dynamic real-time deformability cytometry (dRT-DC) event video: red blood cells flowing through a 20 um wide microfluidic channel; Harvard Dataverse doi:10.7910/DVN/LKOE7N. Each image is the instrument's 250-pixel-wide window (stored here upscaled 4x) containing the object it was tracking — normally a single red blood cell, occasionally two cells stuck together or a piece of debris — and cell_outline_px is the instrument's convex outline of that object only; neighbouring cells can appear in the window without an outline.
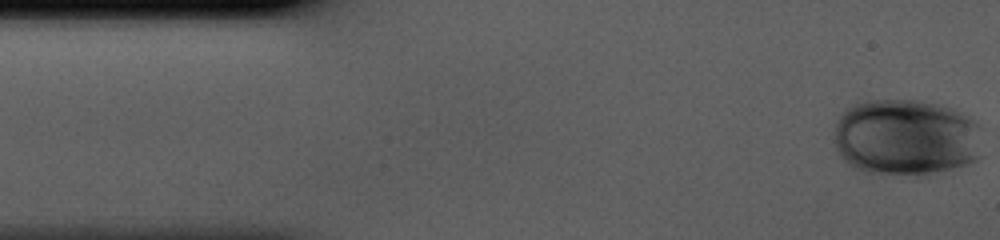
{"species": "human", "species_latin": "Homo sapiens", "temperature_condition": "cold", "stored_images_in_passage": 42, "camera_frame_rate_fps": 3000, "um_per_image_px": 0.085, "donor": {"sex": "male"}, "frame": {"image": 1, "passage_image": 1, "time_ms": 0.0, "image_size_px": [1000, 240], "cell_outline_px": [[980, 156], [976, 160], [968, 164], [928, 172], [864, 172], [852, 168], [840, 156], [836, 148], [832, 136], [836, 120], [844, 108], [868, 100], [920, 100], [940, 104], [952, 108], [960, 112], [972, 120], [976, 124]], "centroid_in_image_um": [76.91, 11.62], "position_along_channel_um": 8.1, "area_um2": 65.49}}
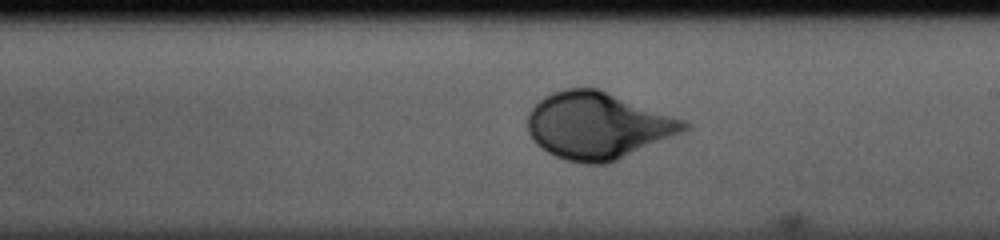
{"frame": {"image": 2, "passage_image": 24, "time_ms": 7.667, "image_size_px": [1000, 240], "cell_outline_px": [[692, 124], [684, 132], [608, 164], [584, 164], [564, 160], [540, 148], [532, 140], [528, 132], [528, 112], [544, 96], [552, 92], [568, 88], [600, 88], [684, 120]], "centroid_in_image_um": [50.81, 10.68], "position_along_channel_um": 238.2, "area_um2": 61.09}}
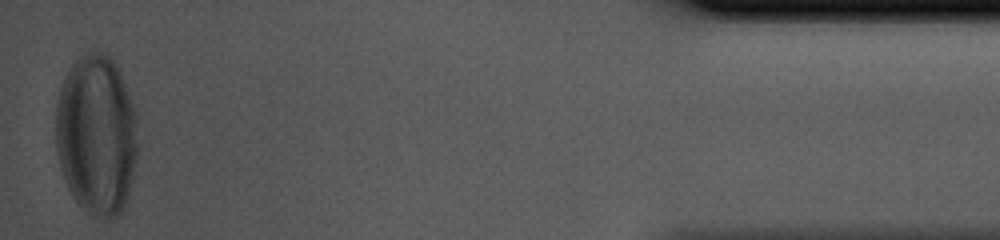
{"frame": {"image": 3, "passage_image": 42, "time_ms": 13.667, "image_size_px": [1000, 240], "cell_outline_px": [[140, 144], [128, 196], [120, 212], [112, 220], [104, 220], [92, 216], [84, 212], [72, 196], [64, 180], [60, 168], [56, 148], [56, 104], [60, 88], [72, 64], [84, 52], [96, 48], [104, 52], [116, 60], [120, 68], [136, 112]], "centroid_in_image_um": [8.23, 11.44], "position_along_channel_um": 427.0, "area_um2": 78.72}}